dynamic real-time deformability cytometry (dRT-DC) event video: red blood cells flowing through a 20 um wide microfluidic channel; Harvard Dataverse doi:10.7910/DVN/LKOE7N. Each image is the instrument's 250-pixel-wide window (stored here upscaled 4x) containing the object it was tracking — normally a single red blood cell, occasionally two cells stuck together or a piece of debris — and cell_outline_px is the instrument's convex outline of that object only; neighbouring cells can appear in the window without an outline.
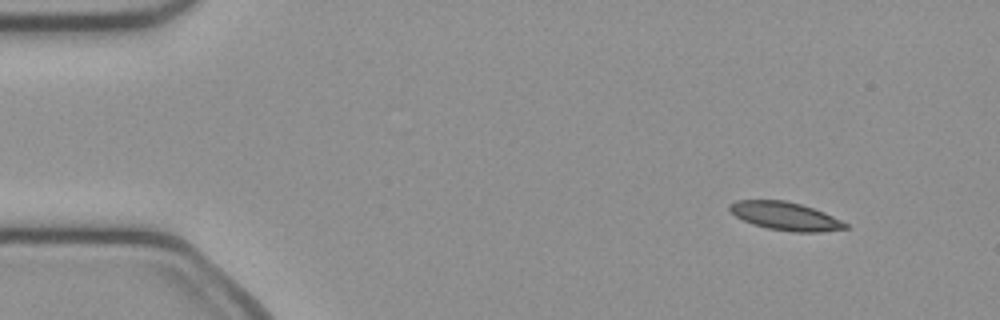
{"species": "common noctule bat (a hibernating species)", "species_latin": "Nyctalus noctula", "temperature_condition": "cold", "stored_images_in_passage": 46, "camera_frame_rate_fps": 3000, "um_per_image_px": 0.085, "animal": {"sex": "female", "body_mass_g": 21.9}, "frame": {"image": 1, "passage_image": 1, "time_ms": 0.0, "image_size_px": [1000, 320], "cell_outline_px": [[848, 228], [820, 232], [792, 232], [768, 228], [752, 224], [736, 216], [728, 208], [728, 204], [736, 200], [784, 200], [800, 204], [824, 212], [848, 224]], "centroid_in_image_um": [66.74, 18.37], "position_along_channel_um": 18.3, "area_um2": 18.9}}
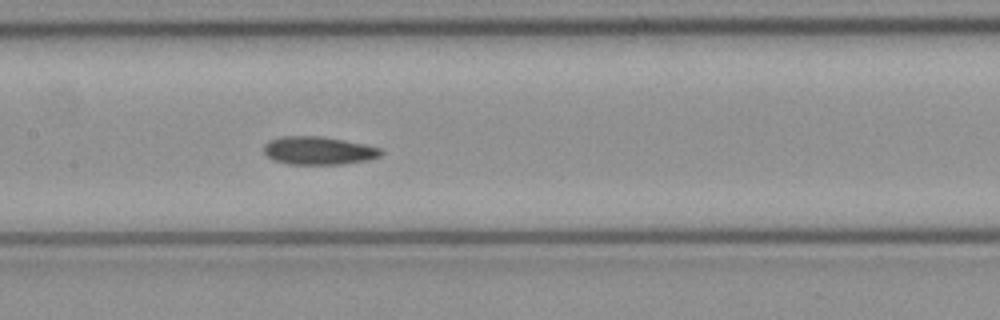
{"frame": {"image": 2, "passage_image": 20, "time_ms": 6.333, "image_size_px": [1000, 320], "cell_outline_px": [[384, 152], [380, 156], [368, 160], [344, 164], [288, 164], [272, 160], [264, 152], [264, 144], [268, 140], [280, 136], [320, 136], [344, 140], [364, 144], [380, 148]], "centroid_in_image_um": [27.05, 12.8], "position_along_channel_um": 180.3, "area_um2": 19.31}}
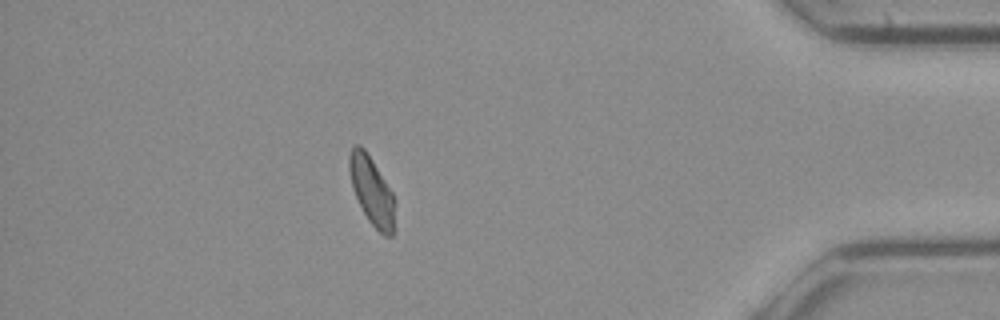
{"frame": {"image": 3, "passage_image": 40, "time_ms": 13.0, "image_size_px": [1000, 320], "cell_outline_px": [[392, 236], [384, 236], [368, 220], [352, 188], [348, 168], [348, 156], [352, 148], [356, 144], [360, 144], [364, 148], [372, 160], [392, 192]], "centroid_in_image_um": [31.53, 16.15], "position_along_channel_um": 403.7, "area_um2": 17.4}, "authors_computed_cell_mechanics": {"area_um2": 18.8139, "velocity_mm_per_s": 4.0695, "shape_relaxation_time_tau1_ms": null, "shape_relaxation_time_tau2_ms": 1.9363, "deformation_change_tau1": null, "deformation_change_tau2": 0.0664}}